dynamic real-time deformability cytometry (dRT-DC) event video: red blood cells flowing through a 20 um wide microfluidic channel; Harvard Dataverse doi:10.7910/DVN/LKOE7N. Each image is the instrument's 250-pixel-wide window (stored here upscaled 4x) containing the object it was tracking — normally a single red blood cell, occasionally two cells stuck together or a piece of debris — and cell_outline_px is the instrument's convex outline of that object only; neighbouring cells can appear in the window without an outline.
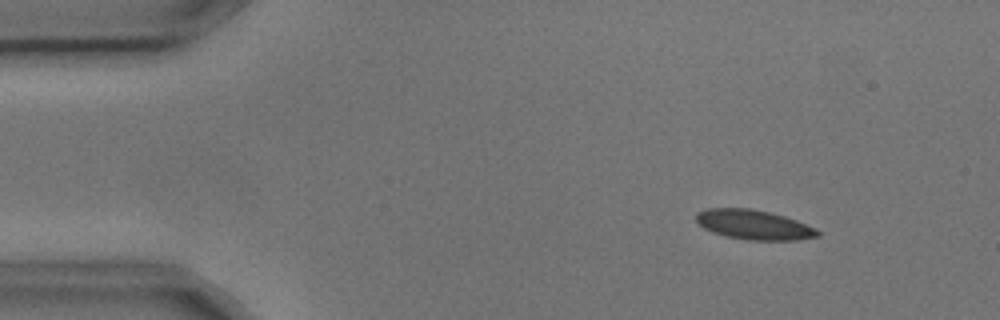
{"species": "common noctule bat (a hibernating species)", "species_latin": "Nyctalus noctula", "temperature_condition": "cold", "stored_images_in_passage": 3, "camera_frame_rate_fps": 3000, "um_per_image_px": 0.085, "animal": {"sex": "male", "body_mass_g": 17.9, "forearm_length_mm": 54.2}, "frame": {"image": 1, "passage_image": 1, "time_ms": 0.0, "image_size_px": [1000, 320], "cell_outline_px": [[820, 236], [796, 240], [748, 240], [728, 236], [712, 232], [704, 228], [696, 220], [696, 212], [708, 208], [748, 208], [768, 212], [784, 216], [796, 220], [816, 228], [820, 232]], "centroid_in_image_um": [64.08, 19.1], "position_along_channel_um": 20.9, "area_um2": 20.87}}